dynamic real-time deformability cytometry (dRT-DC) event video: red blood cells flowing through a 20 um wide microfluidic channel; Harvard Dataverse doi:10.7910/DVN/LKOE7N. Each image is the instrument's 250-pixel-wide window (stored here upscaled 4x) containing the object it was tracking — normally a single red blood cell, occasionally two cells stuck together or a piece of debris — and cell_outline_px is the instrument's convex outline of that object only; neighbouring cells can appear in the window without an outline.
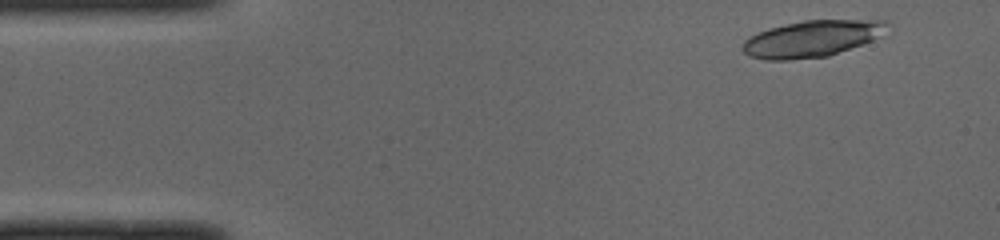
{"species": "common noctule bat (a hibernating species)", "species_latin": "Nyctalus noctula", "temperature_condition": "cold", "stored_images_in_passage": 9, "camera_frame_rate_fps": 3000, "um_per_image_px": 0.085, "animal": {"sex": "male", "body_mass_g": 19.0, "forearm_length_mm": 50.8}, "frame": {"image": 1, "passage_image": 3, "time_ms": 0.667, "image_size_px": [1000, 240], "cell_outline_px": [[892, 36], [828, 56], [788, 60], [764, 60], [748, 56], [744, 52], [744, 40], [768, 28], [804, 20], [884, 20], [888, 24]], "centroid_in_image_um": [69.2, 3.29], "position_along_channel_um": 15.8, "area_um2": 31.5}}